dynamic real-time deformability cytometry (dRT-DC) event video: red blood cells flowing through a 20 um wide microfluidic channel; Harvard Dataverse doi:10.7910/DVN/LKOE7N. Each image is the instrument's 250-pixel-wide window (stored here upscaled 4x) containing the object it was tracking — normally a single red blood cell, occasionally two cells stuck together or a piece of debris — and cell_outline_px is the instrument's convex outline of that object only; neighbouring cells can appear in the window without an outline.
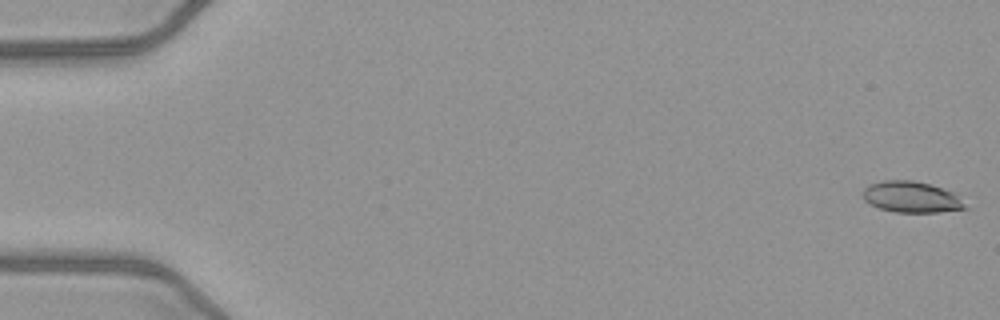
{"species": "common noctule bat (a hibernating species)", "species_latin": "Nyctalus noctula", "temperature_condition": "warm", "stored_images_in_passage": 51, "camera_frame_rate_fps": 3000, "um_per_image_px": 0.085, "animal": {"sex": "female", "body_mass_g": 21.9}, "frame": {"image": 1, "passage_image": 1, "time_ms": 0.0, "image_size_px": [1000, 320], "cell_outline_px": [[968, 208], [936, 212], [896, 212], [880, 208], [864, 200], [864, 188], [872, 184], [884, 180], [912, 180], [928, 184], [952, 192]], "centroid_in_image_um": [77.44, 16.75], "position_along_channel_um": 7.6, "area_um2": 17.98}}
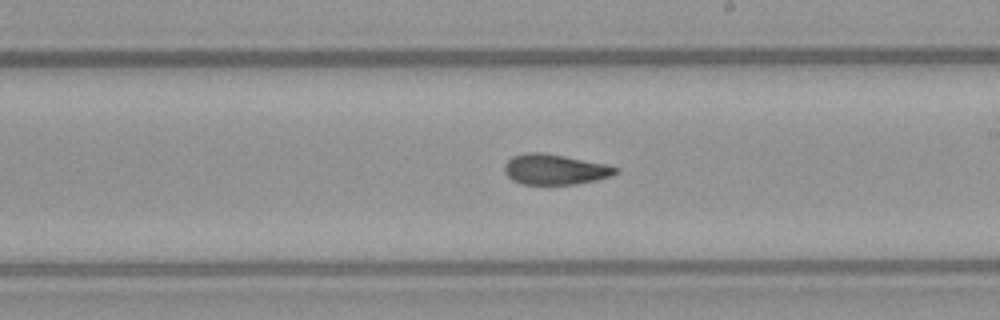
{"frame": {"image": 2, "passage_image": 30, "time_ms": 9.667, "image_size_px": [1000, 320], "cell_outline_px": [[620, 172], [612, 176], [596, 180], [576, 184], [520, 184], [512, 180], [504, 172], [504, 164], [512, 156], [524, 152], [544, 152], [608, 164], [620, 168]], "centroid_in_image_um": [47.19, 14.39], "position_along_channel_um": 241.8, "area_um2": 20.06}}
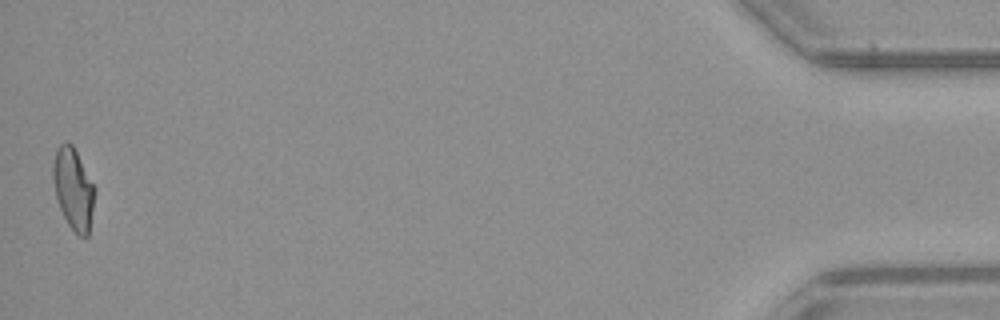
{"frame": {"image": 3, "passage_image": 51, "time_ms": 16.667, "image_size_px": [1000, 320], "cell_outline_px": [[96, 188], [88, 236], [80, 236], [68, 224], [60, 208], [56, 196], [52, 176], [52, 164], [56, 148], [60, 144], [72, 144]], "centroid_in_image_um": [6.23, 16.03], "position_along_channel_um": 429.0, "area_um2": 19.54}, "authors_computed_cell_mechanics": {"area_um2": 19.8832, "velocity_mm_per_s": 4.0565, "shape_relaxation_time_tau1_ms": 7.719, "shape_relaxation_time_tau2_ms": 2.1528, "deformation_change_tau1": 0.2315, "deformation_change_tau2": 0.0986}}